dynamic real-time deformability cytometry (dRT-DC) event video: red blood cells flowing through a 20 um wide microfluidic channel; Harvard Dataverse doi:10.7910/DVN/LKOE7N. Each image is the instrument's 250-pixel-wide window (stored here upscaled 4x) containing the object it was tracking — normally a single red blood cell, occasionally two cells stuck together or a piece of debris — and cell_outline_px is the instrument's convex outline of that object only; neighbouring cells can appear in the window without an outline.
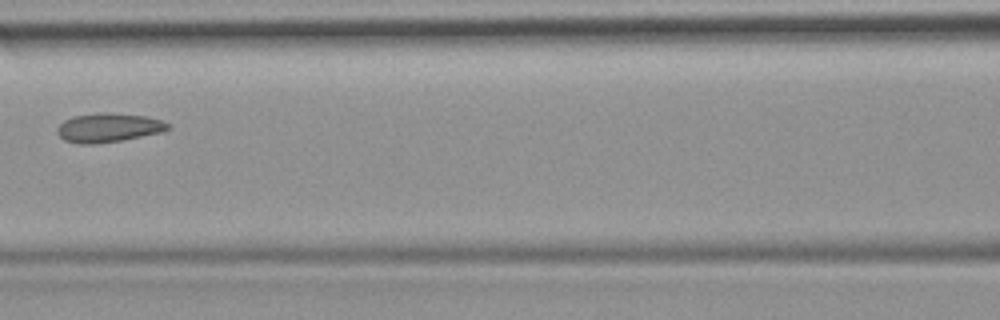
{"species": "common noctule bat (a hibernating species)", "species_latin": "Nyctalus noctula", "temperature_condition": "room temperature", "stored_images_in_passage": 8, "camera_frame_rate_fps": 3000, "um_per_image_px": 0.085, "animal": {"sex": "female", "body_mass_g": 19.9}, "frame": {"image": 1, "passage_image": 6, "time_ms": 6.0, "image_size_px": [1000, 320], "cell_outline_px": [[172, 128], [160, 132], [124, 140], [92, 144], [80, 144], [64, 140], [56, 132], [56, 128], [64, 120], [72, 116], [96, 112], [108, 112], [144, 116], [160, 120], [172, 124]], "centroid_in_image_um": [9.2, 10.84], "position_along_channel_um": 157.4, "area_um2": 18.9}}
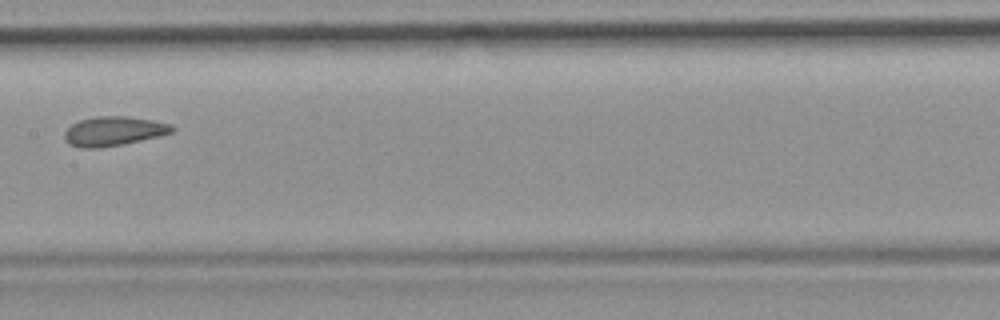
{"frame": {"image": 2, "passage_image": 7, "time_ms": 7.0, "image_size_px": [1000, 320], "cell_outline_px": [[176, 128], [172, 132], [160, 136], [124, 144], [100, 148], [80, 148], [68, 144], [64, 136], [64, 132], [72, 124], [80, 120], [96, 116], [128, 116], [152, 120], [172, 124]], "centroid_in_image_um": [9.67, 11.15], "position_along_channel_um": 197.7, "area_um2": 18.55}}